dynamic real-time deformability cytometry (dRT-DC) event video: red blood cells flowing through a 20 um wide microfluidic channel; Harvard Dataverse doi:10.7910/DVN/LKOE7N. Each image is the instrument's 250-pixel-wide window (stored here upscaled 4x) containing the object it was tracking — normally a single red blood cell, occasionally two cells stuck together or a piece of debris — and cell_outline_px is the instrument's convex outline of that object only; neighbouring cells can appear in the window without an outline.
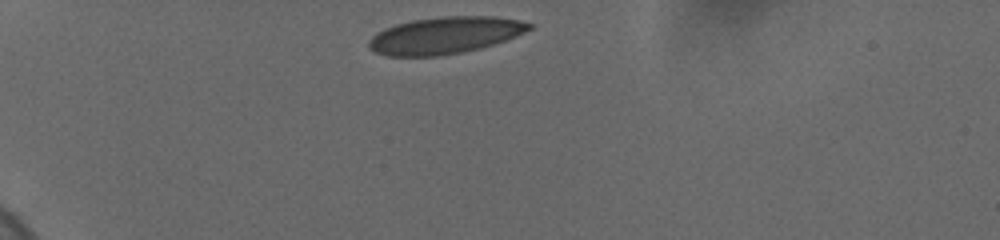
{"species": "human", "species_latin": "Homo sapiens", "temperature_condition": "cold", "stored_images_in_passage": 20, "camera_frame_rate_fps": 3000, "um_per_image_px": 0.085, "donor": {"sex": "female"}, "frame": {"image": 1, "passage_image": 1, "time_ms": 0.0, "image_size_px": [1000, 240], "cell_outline_px": [[532, 28], [516, 36], [480, 48], [460, 52], [436, 56], [388, 56], [376, 52], [368, 48], [368, 40], [376, 32], [384, 28], [396, 24], [412, 20], [444, 16], [496, 16], [516, 20], [532, 24]], "centroid_in_image_um": [37.77, 3.0], "position_along_channel_um": 47.2, "area_um2": 34.28}}
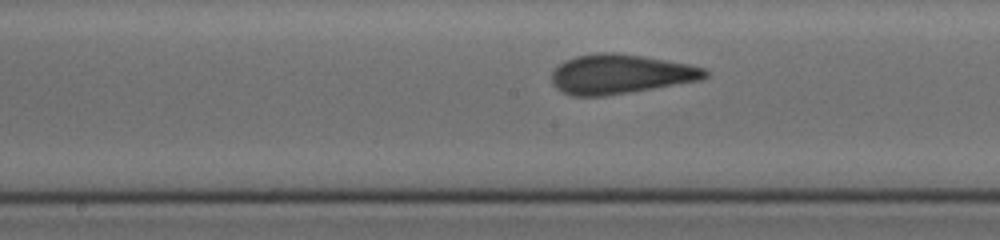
{"frame": {"image": 2, "passage_image": 12, "time_ms": 5.333, "image_size_px": [1000, 240], "cell_outline_px": [[708, 76], [700, 80], [604, 96], [572, 96], [560, 92], [552, 84], [552, 72], [564, 60], [576, 56], [596, 52], [612, 52], [640, 56], [688, 64], [704, 68], [708, 72]], "centroid_in_image_um": [52.67, 6.3], "position_along_channel_um": 195.5, "area_um2": 35.03}}
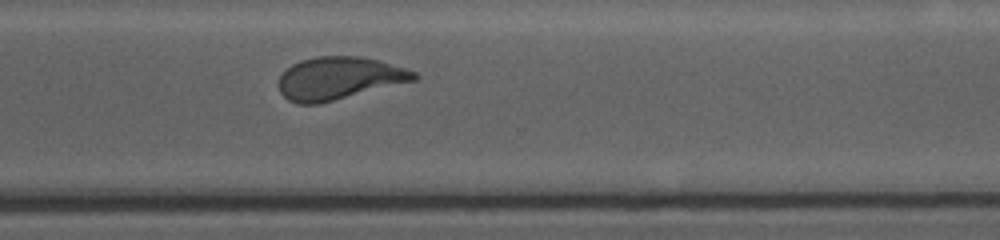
{"frame": {"image": 3, "passage_image": 20, "time_ms": 9.333, "image_size_px": [1000, 240], "cell_outline_px": [[420, 76], [416, 80], [320, 104], [296, 104], [288, 100], [280, 92], [280, 76], [292, 64], [300, 60], [316, 56], [360, 56], [380, 60], [416, 72]], "centroid_in_image_um": [28.83, 6.65], "position_along_channel_um": 341.8, "area_um2": 33.7}}